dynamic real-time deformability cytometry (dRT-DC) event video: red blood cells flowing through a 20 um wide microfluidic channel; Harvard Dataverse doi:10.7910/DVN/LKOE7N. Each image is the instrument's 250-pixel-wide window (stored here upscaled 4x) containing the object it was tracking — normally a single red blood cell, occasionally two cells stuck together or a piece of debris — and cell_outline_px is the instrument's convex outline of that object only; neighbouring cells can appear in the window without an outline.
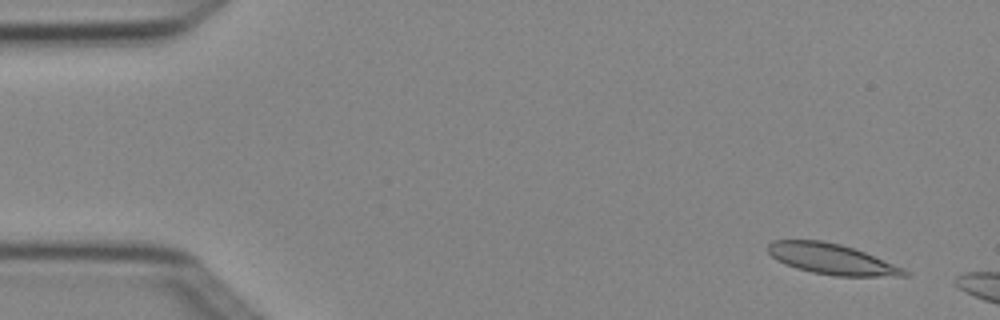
{"species": "Egyptian fruit bat (a non-hibernating species)", "species_latin": "Rousettus aegyptiacus", "temperature_condition": "cold", "stored_images_in_passage": 3, "camera_frame_rate_fps": 3000, "um_per_image_px": 0.085, "animal": {"sex": "female"}, "frame": {"image": 1, "passage_image": 1, "time_ms": 0.0, "image_size_px": [1000, 320], "cell_outline_px": [[908, 276], [836, 276], [812, 272], [796, 268], [784, 264], [776, 260], [768, 252], [768, 244], [772, 240], [820, 240], [840, 244], [864, 252], [904, 268], [908, 272]], "centroid_in_image_um": [70.66, 22.02], "position_along_channel_um": 14.3, "area_um2": 24.16}}